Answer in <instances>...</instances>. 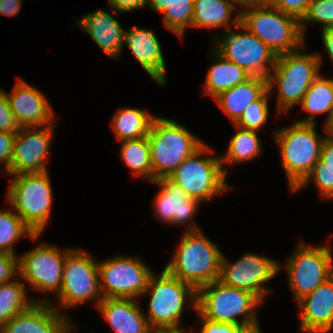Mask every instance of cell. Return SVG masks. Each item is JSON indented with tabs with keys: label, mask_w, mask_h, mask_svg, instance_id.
Returning a JSON list of instances; mask_svg holds the SVG:
<instances>
[{
	"label": "cell",
	"mask_w": 333,
	"mask_h": 333,
	"mask_svg": "<svg viewBox=\"0 0 333 333\" xmlns=\"http://www.w3.org/2000/svg\"><path fill=\"white\" fill-rule=\"evenodd\" d=\"M274 138L281 149L282 163L289 177L290 190L294 191L320 159L324 137L318 139L315 124L295 121L292 126L275 131Z\"/></svg>",
	"instance_id": "52a82bcc"
},
{
	"label": "cell",
	"mask_w": 333,
	"mask_h": 333,
	"mask_svg": "<svg viewBox=\"0 0 333 333\" xmlns=\"http://www.w3.org/2000/svg\"><path fill=\"white\" fill-rule=\"evenodd\" d=\"M320 22L323 28L333 27V0H311L305 16L300 21V27L304 36V22Z\"/></svg>",
	"instance_id": "d590c367"
},
{
	"label": "cell",
	"mask_w": 333,
	"mask_h": 333,
	"mask_svg": "<svg viewBox=\"0 0 333 333\" xmlns=\"http://www.w3.org/2000/svg\"><path fill=\"white\" fill-rule=\"evenodd\" d=\"M16 273H19L17 256L0 252V285L11 282L12 276Z\"/></svg>",
	"instance_id": "f35d334b"
},
{
	"label": "cell",
	"mask_w": 333,
	"mask_h": 333,
	"mask_svg": "<svg viewBox=\"0 0 333 333\" xmlns=\"http://www.w3.org/2000/svg\"><path fill=\"white\" fill-rule=\"evenodd\" d=\"M126 44L149 76L164 85L166 64L162 47L153 31L146 28H130L126 33Z\"/></svg>",
	"instance_id": "44dd1931"
},
{
	"label": "cell",
	"mask_w": 333,
	"mask_h": 333,
	"mask_svg": "<svg viewBox=\"0 0 333 333\" xmlns=\"http://www.w3.org/2000/svg\"><path fill=\"white\" fill-rule=\"evenodd\" d=\"M234 4L238 3L245 8L262 5V0H231ZM236 2V3H235Z\"/></svg>",
	"instance_id": "bcb514c9"
},
{
	"label": "cell",
	"mask_w": 333,
	"mask_h": 333,
	"mask_svg": "<svg viewBox=\"0 0 333 333\" xmlns=\"http://www.w3.org/2000/svg\"><path fill=\"white\" fill-rule=\"evenodd\" d=\"M325 129H326L325 131L327 134L333 135V107H332L330 116L327 119Z\"/></svg>",
	"instance_id": "7dc6e473"
},
{
	"label": "cell",
	"mask_w": 333,
	"mask_h": 333,
	"mask_svg": "<svg viewBox=\"0 0 333 333\" xmlns=\"http://www.w3.org/2000/svg\"><path fill=\"white\" fill-rule=\"evenodd\" d=\"M321 57L318 54H305L300 49L277 56L274 74L267 78L268 90L278 86L279 113L287 112L292 106L301 103L311 83L319 75Z\"/></svg>",
	"instance_id": "8992f818"
},
{
	"label": "cell",
	"mask_w": 333,
	"mask_h": 333,
	"mask_svg": "<svg viewBox=\"0 0 333 333\" xmlns=\"http://www.w3.org/2000/svg\"><path fill=\"white\" fill-rule=\"evenodd\" d=\"M193 224L165 269L196 291L219 278L222 253Z\"/></svg>",
	"instance_id": "6da1fadb"
},
{
	"label": "cell",
	"mask_w": 333,
	"mask_h": 333,
	"mask_svg": "<svg viewBox=\"0 0 333 333\" xmlns=\"http://www.w3.org/2000/svg\"><path fill=\"white\" fill-rule=\"evenodd\" d=\"M235 5L231 0H194L192 27H226Z\"/></svg>",
	"instance_id": "4316f807"
},
{
	"label": "cell",
	"mask_w": 333,
	"mask_h": 333,
	"mask_svg": "<svg viewBox=\"0 0 333 333\" xmlns=\"http://www.w3.org/2000/svg\"><path fill=\"white\" fill-rule=\"evenodd\" d=\"M332 260L330 247H307L303 241L299 244L286 265L297 302L333 276Z\"/></svg>",
	"instance_id": "4fadbf2b"
},
{
	"label": "cell",
	"mask_w": 333,
	"mask_h": 333,
	"mask_svg": "<svg viewBox=\"0 0 333 333\" xmlns=\"http://www.w3.org/2000/svg\"><path fill=\"white\" fill-rule=\"evenodd\" d=\"M274 1L275 0H262V5L266 3L272 4Z\"/></svg>",
	"instance_id": "681fc988"
},
{
	"label": "cell",
	"mask_w": 333,
	"mask_h": 333,
	"mask_svg": "<svg viewBox=\"0 0 333 333\" xmlns=\"http://www.w3.org/2000/svg\"><path fill=\"white\" fill-rule=\"evenodd\" d=\"M241 24L277 56L294 52L304 44L300 21L266 3L240 11Z\"/></svg>",
	"instance_id": "5b68a950"
},
{
	"label": "cell",
	"mask_w": 333,
	"mask_h": 333,
	"mask_svg": "<svg viewBox=\"0 0 333 333\" xmlns=\"http://www.w3.org/2000/svg\"><path fill=\"white\" fill-rule=\"evenodd\" d=\"M35 300L26 296L24 285L12 281L0 285V327L13 316L26 310Z\"/></svg>",
	"instance_id": "1f68e13d"
},
{
	"label": "cell",
	"mask_w": 333,
	"mask_h": 333,
	"mask_svg": "<svg viewBox=\"0 0 333 333\" xmlns=\"http://www.w3.org/2000/svg\"><path fill=\"white\" fill-rule=\"evenodd\" d=\"M268 89L267 79L251 76L243 83L221 92L215 101L235 124L246 107L256 101Z\"/></svg>",
	"instance_id": "cb8c5ba5"
},
{
	"label": "cell",
	"mask_w": 333,
	"mask_h": 333,
	"mask_svg": "<svg viewBox=\"0 0 333 333\" xmlns=\"http://www.w3.org/2000/svg\"><path fill=\"white\" fill-rule=\"evenodd\" d=\"M310 2L311 0H275L272 5L281 12L301 21L308 10Z\"/></svg>",
	"instance_id": "74e56055"
},
{
	"label": "cell",
	"mask_w": 333,
	"mask_h": 333,
	"mask_svg": "<svg viewBox=\"0 0 333 333\" xmlns=\"http://www.w3.org/2000/svg\"><path fill=\"white\" fill-rule=\"evenodd\" d=\"M49 299L32 303L0 327V333H69L71 325Z\"/></svg>",
	"instance_id": "e0dca14e"
},
{
	"label": "cell",
	"mask_w": 333,
	"mask_h": 333,
	"mask_svg": "<svg viewBox=\"0 0 333 333\" xmlns=\"http://www.w3.org/2000/svg\"><path fill=\"white\" fill-rule=\"evenodd\" d=\"M238 132L231 138L225 156H220L223 162L229 165L232 162H243L256 157L261 151L257 131H251L236 126Z\"/></svg>",
	"instance_id": "4dcf8cb0"
},
{
	"label": "cell",
	"mask_w": 333,
	"mask_h": 333,
	"mask_svg": "<svg viewBox=\"0 0 333 333\" xmlns=\"http://www.w3.org/2000/svg\"><path fill=\"white\" fill-rule=\"evenodd\" d=\"M147 4L164 14L165 27L178 36L182 37L186 27L192 26L194 0H147Z\"/></svg>",
	"instance_id": "f1b7e54d"
},
{
	"label": "cell",
	"mask_w": 333,
	"mask_h": 333,
	"mask_svg": "<svg viewBox=\"0 0 333 333\" xmlns=\"http://www.w3.org/2000/svg\"><path fill=\"white\" fill-rule=\"evenodd\" d=\"M55 124L37 131V127H22L16 134L13 157L7 175L44 173ZM34 129V130H33Z\"/></svg>",
	"instance_id": "2e32d148"
},
{
	"label": "cell",
	"mask_w": 333,
	"mask_h": 333,
	"mask_svg": "<svg viewBox=\"0 0 333 333\" xmlns=\"http://www.w3.org/2000/svg\"><path fill=\"white\" fill-rule=\"evenodd\" d=\"M10 210L0 211V252L15 254L13 244L18 239L28 234L35 240L40 234H35L12 208Z\"/></svg>",
	"instance_id": "d6a6232c"
},
{
	"label": "cell",
	"mask_w": 333,
	"mask_h": 333,
	"mask_svg": "<svg viewBox=\"0 0 333 333\" xmlns=\"http://www.w3.org/2000/svg\"><path fill=\"white\" fill-rule=\"evenodd\" d=\"M153 182L162 186L154 201L158 218L170 225L189 222L196 214L199 201L189 197L181 186L168 178Z\"/></svg>",
	"instance_id": "ffe728a7"
},
{
	"label": "cell",
	"mask_w": 333,
	"mask_h": 333,
	"mask_svg": "<svg viewBox=\"0 0 333 333\" xmlns=\"http://www.w3.org/2000/svg\"><path fill=\"white\" fill-rule=\"evenodd\" d=\"M205 152L213 151L203 144L168 177L181 186L189 197L199 202L210 200L214 195L223 193L229 188L225 183L227 170L223 171L220 157L204 158Z\"/></svg>",
	"instance_id": "9c48e42d"
},
{
	"label": "cell",
	"mask_w": 333,
	"mask_h": 333,
	"mask_svg": "<svg viewBox=\"0 0 333 333\" xmlns=\"http://www.w3.org/2000/svg\"><path fill=\"white\" fill-rule=\"evenodd\" d=\"M269 92L267 89L256 101L250 103L234 125L251 131L260 129L268 119Z\"/></svg>",
	"instance_id": "836d02e7"
},
{
	"label": "cell",
	"mask_w": 333,
	"mask_h": 333,
	"mask_svg": "<svg viewBox=\"0 0 333 333\" xmlns=\"http://www.w3.org/2000/svg\"><path fill=\"white\" fill-rule=\"evenodd\" d=\"M232 25L243 32L235 33L231 29L225 31L227 33L223 35L222 42L216 44L215 51L226 60L244 68L251 76L267 79L271 72L268 70L274 68L277 55L241 24V13L235 16Z\"/></svg>",
	"instance_id": "30bf717a"
},
{
	"label": "cell",
	"mask_w": 333,
	"mask_h": 333,
	"mask_svg": "<svg viewBox=\"0 0 333 333\" xmlns=\"http://www.w3.org/2000/svg\"><path fill=\"white\" fill-rule=\"evenodd\" d=\"M103 50L107 56H120L123 44L126 43V33L115 18L103 10L88 13L81 20H76Z\"/></svg>",
	"instance_id": "603a6c76"
},
{
	"label": "cell",
	"mask_w": 333,
	"mask_h": 333,
	"mask_svg": "<svg viewBox=\"0 0 333 333\" xmlns=\"http://www.w3.org/2000/svg\"><path fill=\"white\" fill-rule=\"evenodd\" d=\"M167 333H185V332H167Z\"/></svg>",
	"instance_id": "f907efd6"
},
{
	"label": "cell",
	"mask_w": 333,
	"mask_h": 333,
	"mask_svg": "<svg viewBox=\"0 0 333 333\" xmlns=\"http://www.w3.org/2000/svg\"><path fill=\"white\" fill-rule=\"evenodd\" d=\"M243 333H261L260 326L250 328V329H246Z\"/></svg>",
	"instance_id": "c3c4849f"
},
{
	"label": "cell",
	"mask_w": 333,
	"mask_h": 333,
	"mask_svg": "<svg viewBox=\"0 0 333 333\" xmlns=\"http://www.w3.org/2000/svg\"><path fill=\"white\" fill-rule=\"evenodd\" d=\"M300 104L302 110L311 113V115L298 123L315 124L313 118L316 114L325 112H328V119L333 107V79H326L318 75L311 83Z\"/></svg>",
	"instance_id": "83f0119b"
},
{
	"label": "cell",
	"mask_w": 333,
	"mask_h": 333,
	"mask_svg": "<svg viewBox=\"0 0 333 333\" xmlns=\"http://www.w3.org/2000/svg\"><path fill=\"white\" fill-rule=\"evenodd\" d=\"M145 110L124 108L112 119L113 131L121 141L148 136L153 120L156 118Z\"/></svg>",
	"instance_id": "484cf974"
},
{
	"label": "cell",
	"mask_w": 333,
	"mask_h": 333,
	"mask_svg": "<svg viewBox=\"0 0 333 333\" xmlns=\"http://www.w3.org/2000/svg\"><path fill=\"white\" fill-rule=\"evenodd\" d=\"M7 98V92L0 91V132L17 134L20 130Z\"/></svg>",
	"instance_id": "8d00e7d4"
},
{
	"label": "cell",
	"mask_w": 333,
	"mask_h": 333,
	"mask_svg": "<svg viewBox=\"0 0 333 333\" xmlns=\"http://www.w3.org/2000/svg\"><path fill=\"white\" fill-rule=\"evenodd\" d=\"M9 176L14 180L7 193L8 202L35 234H41L48 223L53 202L48 171Z\"/></svg>",
	"instance_id": "ba28073f"
},
{
	"label": "cell",
	"mask_w": 333,
	"mask_h": 333,
	"mask_svg": "<svg viewBox=\"0 0 333 333\" xmlns=\"http://www.w3.org/2000/svg\"><path fill=\"white\" fill-rule=\"evenodd\" d=\"M15 137L16 134L0 132V163L4 164L6 173H8L11 165Z\"/></svg>",
	"instance_id": "ab89813d"
},
{
	"label": "cell",
	"mask_w": 333,
	"mask_h": 333,
	"mask_svg": "<svg viewBox=\"0 0 333 333\" xmlns=\"http://www.w3.org/2000/svg\"><path fill=\"white\" fill-rule=\"evenodd\" d=\"M103 298H132L144 294L152 271L139 258L117 256L98 263Z\"/></svg>",
	"instance_id": "7c38bea8"
},
{
	"label": "cell",
	"mask_w": 333,
	"mask_h": 333,
	"mask_svg": "<svg viewBox=\"0 0 333 333\" xmlns=\"http://www.w3.org/2000/svg\"><path fill=\"white\" fill-rule=\"evenodd\" d=\"M57 295L63 309L92 298L97 300L96 305L101 302L98 264L90 254L76 249L66 254L61 289Z\"/></svg>",
	"instance_id": "8fae6325"
},
{
	"label": "cell",
	"mask_w": 333,
	"mask_h": 333,
	"mask_svg": "<svg viewBox=\"0 0 333 333\" xmlns=\"http://www.w3.org/2000/svg\"><path fill=\"white\" fill-rule=\"evenodd\" d=\"M298 303L302 310V331L330 333L333 329V276Z\"/></svg>",
	"instance_id": "d6986e66"
},
{
	"label": "cell",
	"mask_w": 333,
	"mask_h": 333,
	"mask_svg": "<svg viewBox=\"0 0 333 333\" xmlns=\"http://www.w3.org/2000/svg\"><path fill=\"white\" fill-rule=\"evenodd\" d=\"M120 149L121 159L136 176H144L152 182L151 153L148 136L124 140Z\"/></svg>",
	"instance_id": "f546056e"
},
{
	"label": "cell",
	"mask_w": 333,
	"mask_h": 333,
	"mask_svg": "<svg viewBox=\"0 0 333 333\" xmlns=\"http://www.w3.org/2000/svg\"><path fill=\"white\" fill-rule=\"evenodd\" d=\"M152 182L171 173L204 143L176 121L156 117L148 134Z\"/></svg>",
	"instance_id": "277c9868"
},
{
	"label": "cell",
	"mask_w": 333,
	"mask_h": 333,
	"mask_svg": "<svg viewBox=\"0 0 333 333\" xmlns=\"http://www.w3.org/2000/svg\"><path fill=\"white\" fill-rule=\"evenodd\" d=\"M70 250L61 252L53 245L40 244L18 258V274L31 284L33 289L59 293L63 264Z\"/></svg>",
	"instance_id": "9a60e30c"
},
{
	"label": "cell",
	"mask_w": 333,
	"mask_h": 333,
	"mask_svg": "<svg viewBox=\"0 0 333 333\" xmlns=\"http://www.w3.org/2000/svg\"><path fill=\"white\" fill-rule=\"evenodd\" d=\"M320 160L325 163V166H333V135L324 136L320 151Z\"/></svg>",
	"instance_id": "7bdbcfd3"
},
{
	"label": "cell",
	"mask_w": 333,
	"mask_h": 333,
	"mask_svg": "<svg viewBox=\"0 0 333 333\" xmlns=\"http://www.w3.org/2000/svg\"><path fill=\"white\" fill-rule=\"evenodd\" d=\"M22 0H0V14L15 16L21 10Z\"/></svg>",
	"instance_id": "ee69618b"
},
{
	"label": "cell",
	"mask_w": 333,
	"mask_h": 333,
	"mask_svg": "<svg viewBox=\"0 0 333 333\" xmlns=\"http://www.w3.org/2000/svg\"><path fill=\"white\" fill-rule=\"evenodd\" d=\"M108 2L112 10L115 9L119 12H128L147 5V0H108Z\"/></svg>",
	"instance_id": "b9f144b4"
},
{
	"label": "cell",
	"mask_w": 333,
	"mask_h": 333,
	"mask_svg": "<svg viewBox=\"0 0 333 333\" xmlns=\"http://www.w3.org/2000/svg\"><path fill=\"white\" fill-rule=\"evenodd\" d=\"M213 53L216 54V61H218L213 63L207 73L205 94L215 98L221 92L243 83L251 75L244 68L223 58L215 50Z\"/></svg>",
	"instance_id": "d4e9b609"
},
{
	"label": "cell",
	"mask_w": 333,
	"mask_h": 333,
	"mask_svg": "<svg viewBox=\"0 0 333 333\" xmlns=\"http://www.w3.org/2000/svg\"><path fill=\"white\" fill-rule=\"evenodd\" d=\"M314 180L320 194L325 198H333V166H325V163L320 159L314 165L311 173L305 180L293 191H297L301 187H305Z\"/></svg>",
	"instance_id": "e575fe53"
},
{
	"label": "cell",
	"mask_w": 333,
	"mask_h": 333,
	"mask_svg": "<svg viewBox=\"0 0 333 333\" xmlns=\"http://www.w3.org/2000/svg\"><path fill=\"white\" fill-rule=\"evenodd\" d=\"M322 37L326 50L333 62V27L322 29Z\"/></svg>",
	"instance_id": "f6af8a7d"
},
{
	"label": "cell",
	"mask_w": 333,
	"mask_h": 333,
	"mask_svg": "<svg viewBox=\"0 0 333 333\" xmlns=\"http://www.w3.org/2000/svg\"><path fill=\"white\" fill-rule=\"evenodd\" d=\"M262 301L253 293L219 280L197 290L196 311L208 321L232 323L246 329L259 326L254 309ZM243 316L240 322L237 316Z\"/></svg>",
	"instance_id": "7a4b0ae2"
},
{
	"label": "cell",
	"mask_w": 333,
	"mask_h": 333,
	"mask_svg": "<svg viewBox=\"0 0 333 333\" xmlns=\"http://www.w3.org/2000/svg\"><path fill=\"white\" fill-rule=\"evenodd\" d=\"M200 323H202L201 333H243L246 328L241 325L232 323H220L208 321L200 316Z\"/></svg>",
	"instance_id": "60d3db41"
},
{
	"label": "cell",
	"mask_w": 333,
	"mask_h": 333,
	"mask_svg": "<svg viewBox=\"0 0 333 333\" xmlns=\"http://www.w3.org/2000/svg\"><path fill=\"white\" fill-rule=\"evenodd\" d=\"M149 291L152 296L146 319L150 328L155 333L183 332L178 326L185 300L190 299L196 310L197 291L190 284L170 274L165 268L158 279L152 273L144 293Z\"/></svg>",
	"instance_id": "3957f363"
},
{
	"label": "cell",
	"mask_w": 333,
	"mask_h": 333,
	"mask_svg": "<svg viewBox=\"0 0 333 333\" xmlns=\"http://www.w3.org/2000/svg\"><path fill=\"white\" fill-rule=\"evenodd\" d=\"M280 268L276 261L252 253H246L232 264L222 255L218 280L224 285L247 290L262 301L269 291L263 283L275 277Z\"/></svg>",
	"instance_id": "5bb4252c"
},
{
	"label": "cell",
	"mask_w": 333,
	"mask_h": 333,
	"mask_svg": "<svg viewBox=\"0 0 333 333\" xmlns=\"http://www.w3.org/2000/svg\"><path fill=\"white\" fill-rule=\"evenodd\" d=\"M10 109L22 127H46L53 123L54 112L45 94L18 79L11 95L7 94Z\"/></svg>",
	"instance_id": "ac0fdd59"
},
{
	"label": "cell",
	"mask_w": 333,
	"mask_h": 333,
	"mask_svg": "<svg viewBox=\"0 0 333 333\" xmlns=\"http://www.w3.org/2000/svg\"><path fill=\"white\" fill-rule=\"evenodd\" d=\"M97 306L116 333H155L136 299L103 298Z\"/></svg>",
	"instance_id": "7402d4cb"
}]
</instances>
